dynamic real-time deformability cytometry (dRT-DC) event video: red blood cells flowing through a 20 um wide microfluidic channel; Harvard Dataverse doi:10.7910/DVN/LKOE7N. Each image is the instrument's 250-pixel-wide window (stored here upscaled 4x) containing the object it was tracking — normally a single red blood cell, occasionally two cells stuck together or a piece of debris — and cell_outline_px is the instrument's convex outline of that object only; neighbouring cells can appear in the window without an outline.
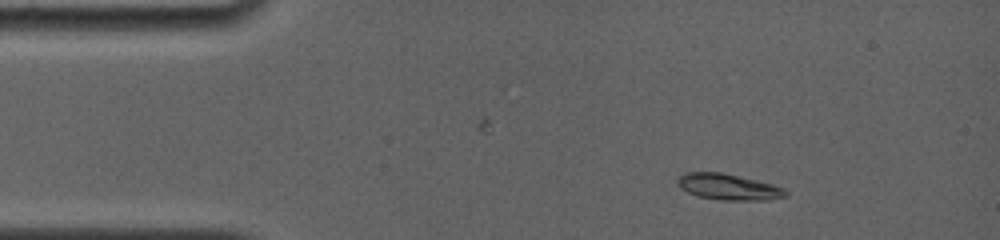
{"species": "common noctule bat (a hibernating species)", "species_latin": "Nyctalus noctula", "temperature_condition": "room temperature", "stored_images_in_passage": 38, "camera_frame_rate_fps": 4000, "um_per_image_px": 0.085, "animal": {"sex": "female", "body_mass_g": 19.0, "forearm_length_mm": 56.7}, "frame": {"image": 1, "passage_image": 5, "time_ms": 1.75, "image_size_px": [1000, 240], "cell_outline_px": [[788, 196], [764, 200], [720, 200], [696, 196], [680, 188], [676, 184], [676, 180], [684, 172], [720, 172], [756, 180], [772, 184], [784, 188], [788, 192]], "centroid_in_image_um": [61.88, 15.89], "position_along_channel_um": 23.1, "area_um2": 16.47}}
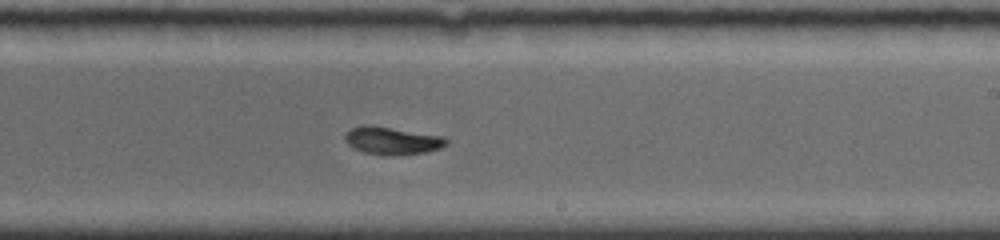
{"frame": {"image": 2, "passage_image": 24, "time_ms": 9.5, "image_size_px": [1000, 240], "cell_outline_px": [[448, 144], [440, 148], [424, 152], [392, 156], [384, 156], [364, 152], [348, 144], [344, 140], [344, 136], [352, 128], [364, 124], [368, 124], [444, 136], [448, 140]], "centroid_in_image_um": [33.34, 11.95], "position_along_channel_um": 255.7, "area_um2": 16.36}}
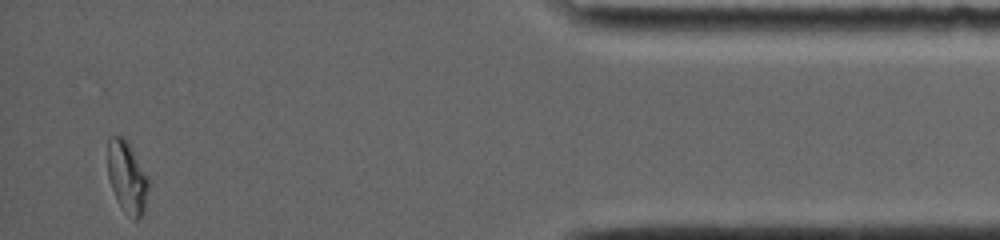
{"frame": {"image": 3, "passage_image": 38, "time_ms": 15.25, "image_size_px": [1000, 240], "cell_outline_px": [[148, 188], [144, 212], [136, 220], [116, 200], [108, 176], [108, 136], [120, 136], [128, 144], [148, 180]], "centroid_in_image_um": [10.77, 15.05], "position_along_channel_um": 424.4, "area_um2": 16.18}, "authors_computed_cell_mechanics": {"area_um2": 16.2418, "velocity_mm_per_s": 3.7853, "shape_relaxation_time_tau1_ms": 7.59, "shape_relaxation_time_tau2_ms": 5.3221, "deformation_change_tau1": 0.2155, "deformation_change_tau2": 0.0572}}